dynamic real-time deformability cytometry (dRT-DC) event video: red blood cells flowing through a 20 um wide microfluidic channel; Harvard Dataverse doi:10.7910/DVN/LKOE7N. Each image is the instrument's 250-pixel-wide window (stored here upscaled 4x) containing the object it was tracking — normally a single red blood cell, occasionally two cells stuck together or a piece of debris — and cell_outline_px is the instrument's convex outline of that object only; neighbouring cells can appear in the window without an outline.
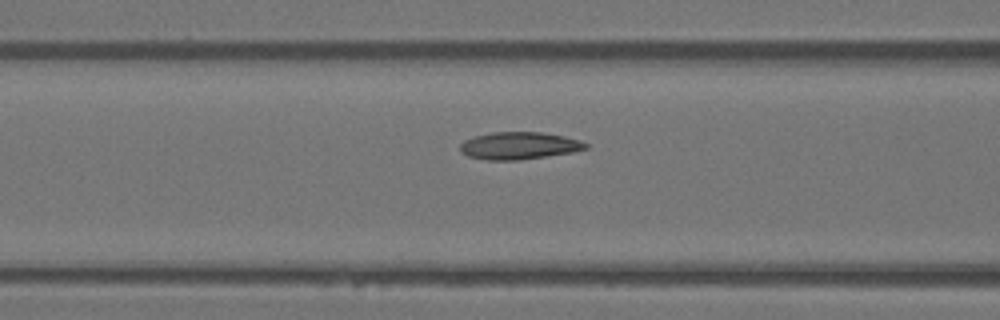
{"species": "Egyptian fruit bat (a non-hibernating species)", "species_latin": "Rousettus aegyptiacus", "temperature_condition": "warm", "stored_images_in_passage": 9, "camera_frame_rate_fps": 3000, "um_per_image_px": 0.085, "animal": {"sex": "female"}, "frame": {"image": 1, "passage_image": 7, "time_ms": 2.0, "image_size_px": [1000, 320], "cell_outline_px": [[588, 148], [572, 152], [520, 160], [488, 160], [468, 156], [460, 152], [460, 144], [464, 140], [472, 136], [492, 132], [540, 132], [564, 136], [580, 140], [588, 144]], "centroid_in_image_um": [44.09, 12.38], "position_along_channel_um": 122.5, "area_um2": 20.06}}